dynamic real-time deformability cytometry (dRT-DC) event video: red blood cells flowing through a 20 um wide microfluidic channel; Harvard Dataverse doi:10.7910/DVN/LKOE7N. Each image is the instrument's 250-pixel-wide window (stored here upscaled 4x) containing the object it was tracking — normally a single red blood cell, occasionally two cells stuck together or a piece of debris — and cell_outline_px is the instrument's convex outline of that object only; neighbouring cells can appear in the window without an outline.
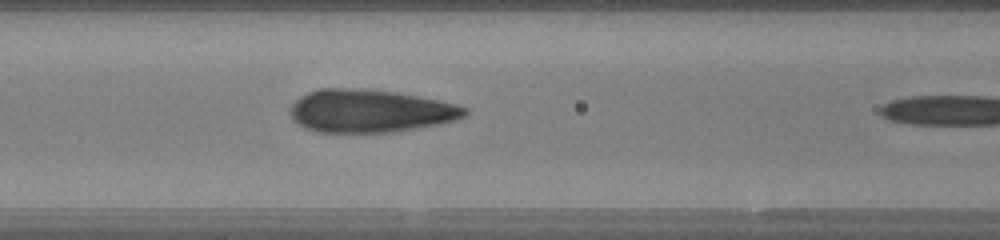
{"species": "human", "species_latin": "Homo sapiens", "temperature_condition": "warm", "stored_images_in_passage": 11, "camera_frame_rate_fps": 3000, "um_per_image_px": 0.085, "donor": {"sex": "female"}, "frame": {"image": 1, "passage_image": 7, "time_ms": 2.0, "image_size_px": [1000, 240], "cell_outline_px": [[468, 112], [464, 116], [456, 120], [416, 128], [392, 132], [316, 132], [304, 128], [296, 124], [292, 120], [288, 112], [288, 108], [300, 96], [308, 92], [320, 88], [364, 88], [392, 92], [440, 100], [456, 104], [468, 108]], "centroid_in_image_um": [31.39, 9.43], "position_along_channel_um": 135.2, "area_um2": 43.87}}
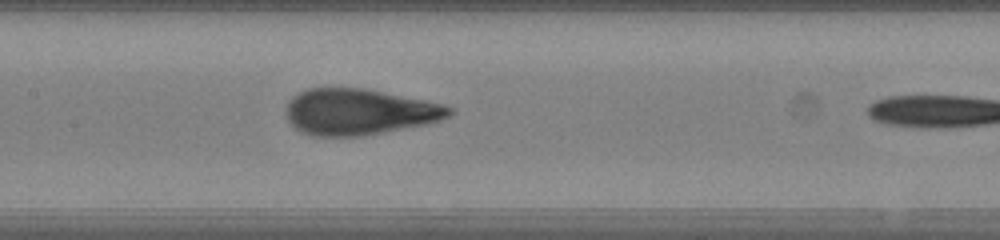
{"frame": {"image": 2, "passage_image": 10, "time_ms": 3.0, "image_size_px": [1000, 240], "cell_outline_px": [[452, 112], [448, 116], [440, 120], [428, 124], [364, 136], [312, 136], [300, 132], [288, 120], [288, 100], [292, 96], [308, 88], [364, 88], [444, 104], [452, 108]], "centroid_in_image_um": [30.53, 9.52], "position_along_channel_um": 176.9, "area_um2": 43.75}}